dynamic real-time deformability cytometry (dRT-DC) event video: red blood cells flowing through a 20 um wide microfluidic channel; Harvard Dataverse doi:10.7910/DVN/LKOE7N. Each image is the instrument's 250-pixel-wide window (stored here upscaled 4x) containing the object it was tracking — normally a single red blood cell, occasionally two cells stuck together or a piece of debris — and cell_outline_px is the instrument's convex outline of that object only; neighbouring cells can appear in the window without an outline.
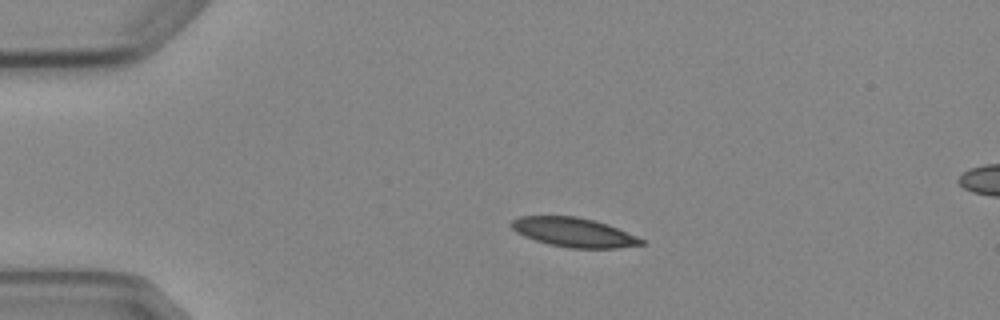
{"species": "Egyptian fruit bat (a non-hibernating species)", "species_latin": "Rousettus aegyptiacus", "temperature_condition": "cold", "stored_images_in_passage": 5, "segment_of_instrument_passage": [1, 2], "camera_frame_rate_fps": 3000, "um_per_image_px": 0.085, "animal": {"sex": "female"}, "frame": {"image": 1, "passage_image": 3, "time_ms": 2.333, "image_size_px": [1000, 320], "cell_outline_px": [[644, 244], [616, 248], [568, 248], [548, 244], [524, 236], [516, 232], [508, 224], [512, 220], [520, 216], [576, 216], [596, 220], [608, 224], [636, 236], [644, 240]], "centroid_in_image_um": [48.74, 19.74], "position_along_channel_um": 36.3, "area_um2": 22.2}}